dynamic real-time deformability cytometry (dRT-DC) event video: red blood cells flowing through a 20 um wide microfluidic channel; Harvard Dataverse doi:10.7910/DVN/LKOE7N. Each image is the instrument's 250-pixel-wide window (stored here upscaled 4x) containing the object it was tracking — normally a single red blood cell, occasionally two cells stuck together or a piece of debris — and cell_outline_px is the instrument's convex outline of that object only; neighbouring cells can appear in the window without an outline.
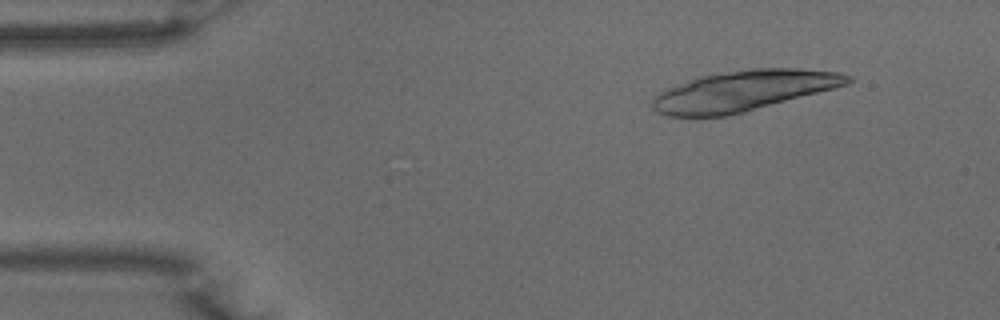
{"species": "common noctule bat (a hibernating species)", "species_latin": "Nyctalus noctula", "temperature_condition": "warm", "stored_images_in_passage": 15, "camera_frame_rate_fps": 3000, "um_per_image_px": 0.085, "animal": {"sex": "male", "body_mass_g": 15.6}, "frame": {"image": 1, "passage_image": 1, "time_ms": 0.0, "image_size_px": [1000, 320], "cell_outline_px": [[840, 84], [828, 88], [736, 112], [716, 116], [680, 116], [664, 112], [668, 92], [696, 80], [712, 76], [740, 72], [828, 72], [840, 76]], "centroid_in_image_um": [63.19, 7.78], "position_along_channel_um": 21.8, "area_um2": 37.22}}